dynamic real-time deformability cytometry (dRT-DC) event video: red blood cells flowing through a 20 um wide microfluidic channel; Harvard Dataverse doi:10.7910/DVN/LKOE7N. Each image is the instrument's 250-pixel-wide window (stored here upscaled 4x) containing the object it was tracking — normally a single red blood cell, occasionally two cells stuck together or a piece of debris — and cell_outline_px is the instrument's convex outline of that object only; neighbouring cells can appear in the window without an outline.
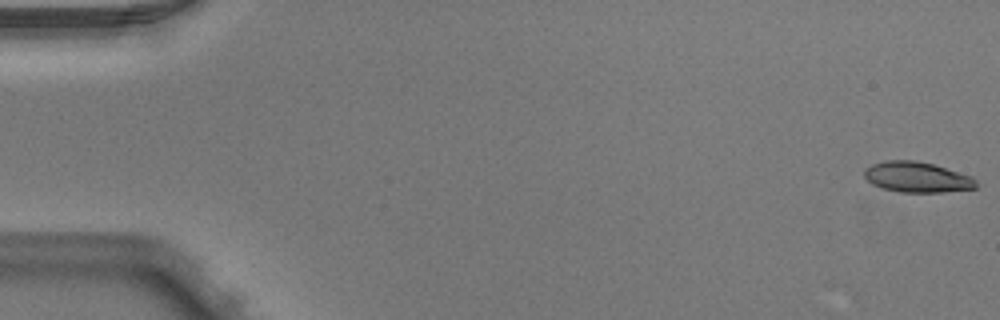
{"species": "Egyptian fruit bat (a non-hibernating species)", "species_latin": "Rousettus aegyptiacus", "temperature_condition": "warm", "stored_images_in_passage": 4, "camera_frame_rate_fps": 3000, "um_per_image_px": 0.085, "animal": {"sex": "male"}, "frame": {"image": 1, "passage_image": 1, "time_ms": 0.0, "image_size_px": [1000, 320], "cell_outline_px": [[976, 188], [944, 192], [900, 192], [880, 188], [872, 184], [864, 176], [864, 168], [872, 164], [884, 160], [916, 160], [932, 164], [972, 176], [976, 180]], "centroid_in_image_um": [77.91, 15.05], "position_along_channel_um": 7.1, "area_um2": 19.94}}
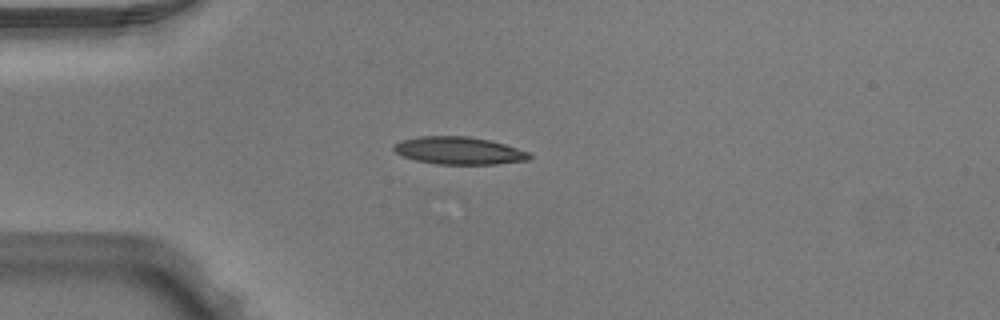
{"frame": {"image": 2, "passage_image": 4, "time_ms": 1.0, "image_size_px": [1000, 320], "cell_outline_px": [[532, 156], [528, 160], [496, 164], [436, 164], [416, 160], [404, 156], [396, 152], [392, 148], [392, 144], [400, 140], [420, 136], [468, 136], [488, 140], [504, 144], [528, 152]], "centroid_in_image_um": [38.97, 12.8], "position_along_channel_um": 46.0, "area_um2": 21.68}}